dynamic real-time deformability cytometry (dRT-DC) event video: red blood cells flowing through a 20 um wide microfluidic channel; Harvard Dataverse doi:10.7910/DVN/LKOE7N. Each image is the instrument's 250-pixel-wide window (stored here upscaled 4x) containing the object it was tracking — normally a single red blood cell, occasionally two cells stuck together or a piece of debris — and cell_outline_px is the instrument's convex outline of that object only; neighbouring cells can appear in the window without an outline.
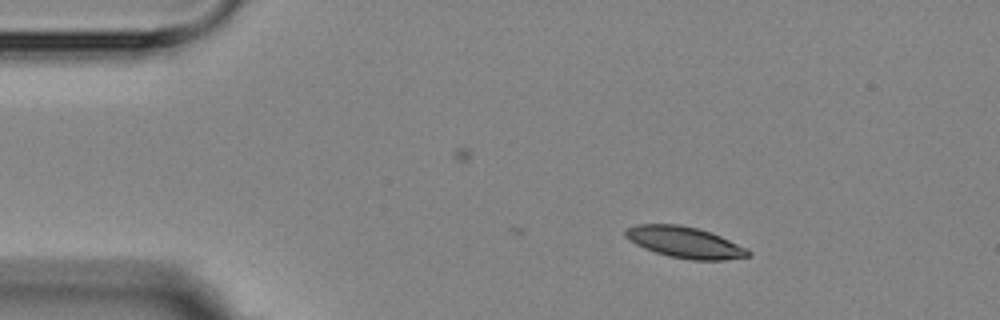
{"species": "Egyptian fruit bat (a non-hibernating species)", "species_latin": "Rousettus aegyptiacus", "temperature_condition": "room temperature", "stored_images_in_passage": 3, "camera_frame_rate_fps": 3000, "um_per_image_px": 0.085, "animal": {"sex": "female"}, "frame": {"image": 1, "passage_image": 1, "time_ms": 0.0, "image_size_px": [1000, 320], "cell_outline_px": [[752, 256], [724, 260], [692, 260], [668, 256], [644, 248], [628, 240], [624, 236], [624, 228], [636, 224], [680, 224], [696, 228], [720, 236], [748, 248], [752, 252]], "centroid_in_image_um": [58.2, 20.6], "position_along_channel_um": 26.8, "area_um2": 22.48}}